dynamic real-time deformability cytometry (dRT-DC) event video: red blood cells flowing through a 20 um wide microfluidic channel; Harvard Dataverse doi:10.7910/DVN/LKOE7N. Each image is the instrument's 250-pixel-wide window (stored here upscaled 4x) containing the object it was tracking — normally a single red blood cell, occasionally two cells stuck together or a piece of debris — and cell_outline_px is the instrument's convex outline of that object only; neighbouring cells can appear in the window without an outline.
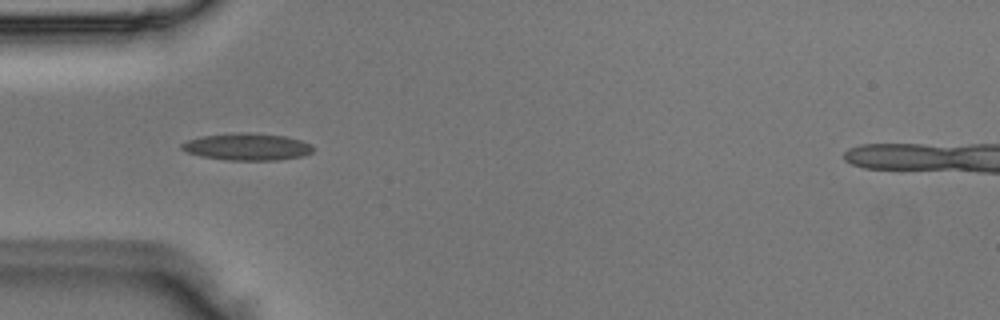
{"species": "Egyptian fruit bat (a non-hibernating species)", "species_latin": "Rousettus aegyptiacus", "temperature_condition": "room temperature", "stored_images_in_passage": 5, "camera_frame_rate_fps": 3000, "um_per_image_px": 0.085, "animal": {"sex": "male"}, "frame": {"image": 1, "passage_image": 3, "time_ms": 0.667, "image_size_px": [1000, 320], "cell_outline_px": [[312, 152], [304, 156], [276, 160], [228, 160], [200, 156], [188, 152], [180, 148], [180, 144], [188, 140], [204, 136], [240, 132], [248, 132], [284, 136], [300, 140], [312, 144]], "centroid_in_image_um": [21.01, 12.48], "position_along_channel_um": 64.0, "area_um2": 20.58}}